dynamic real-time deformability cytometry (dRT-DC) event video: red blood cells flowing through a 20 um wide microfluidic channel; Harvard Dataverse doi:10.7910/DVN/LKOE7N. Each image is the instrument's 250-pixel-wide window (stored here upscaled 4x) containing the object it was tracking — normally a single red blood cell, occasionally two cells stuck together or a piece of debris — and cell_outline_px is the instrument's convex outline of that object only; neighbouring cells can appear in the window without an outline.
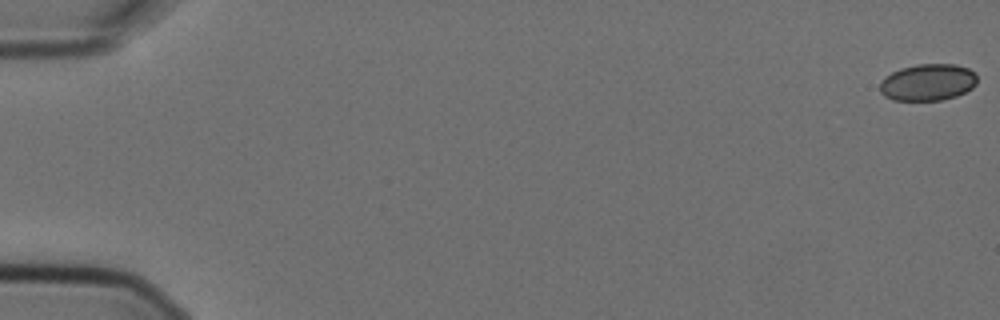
{"species": "Egyptian fruit bat (a non-hibernating species)", "species_latin": "Rousettus aegyptiacus", "temperature_condition": "cold", "stored_images_in_passage": 3, "camera_frame_rate_fps": 3000, "um_per_image_px": 0.085, "animal": {"sex": "female"}, "frame": {"image": 1, "passage_image": 1, "time_ms": 0.0, "image_size_px": [1000, 320], "cell_outline_px": [[976, 84], [972, 88], [956, 96], [940, 100], [892, 100], [884, 96], [880, 92], [880, 84], [884, 76], [900, 68], [916, 64], [956, 64], [968, 68], [976, 72]], "centroid_in_image_um": [78.86, 6.98], "position_along_channel_um": 6.1, "area_um2": 20.98}}